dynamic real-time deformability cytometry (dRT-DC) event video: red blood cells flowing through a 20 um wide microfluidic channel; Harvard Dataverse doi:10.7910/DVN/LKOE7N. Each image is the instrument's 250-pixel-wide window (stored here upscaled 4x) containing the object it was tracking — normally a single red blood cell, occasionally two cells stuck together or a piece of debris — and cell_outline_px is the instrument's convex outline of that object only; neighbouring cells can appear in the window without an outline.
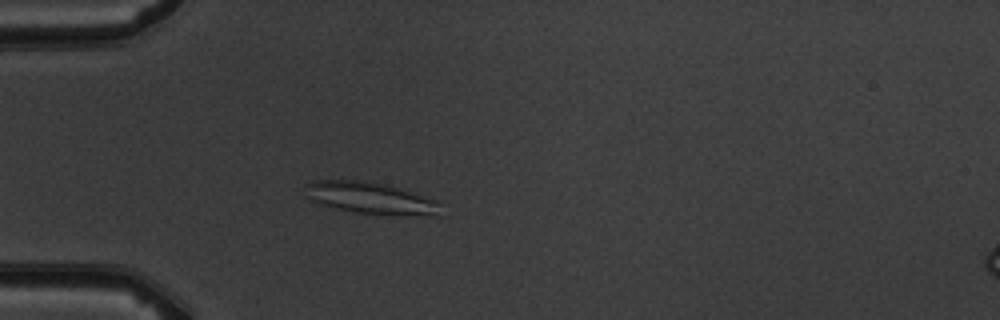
{"species": "common noctule bat (a hibernating species)", "species_latin": "Nyctalus noctula", "temperature_condition": "warm", "stored_images_in_passage": 3, "camera_frame_rate_fps": 3000, "um_per_image_px": 0.085, "animal": {"sex": "male", "body_mass_g": 19.5, "forearm_length_mm": 54.6}, "frame": {"image": 1, "passage_image": 3, "time_ms": 2.333, "image_size_px": [1000, 320], "cell_outline_px": [[440, 216], [380, 216], [352, 212], [320, 204], [312, 200], [308, 196], [308, 184], [312, 180], [360, 180], [388, 184], [440, 200]], "centroid_in_image_um": [31.65, 16.87], "position_along_channel_um": 53.4, "area_um2": 25.78}}